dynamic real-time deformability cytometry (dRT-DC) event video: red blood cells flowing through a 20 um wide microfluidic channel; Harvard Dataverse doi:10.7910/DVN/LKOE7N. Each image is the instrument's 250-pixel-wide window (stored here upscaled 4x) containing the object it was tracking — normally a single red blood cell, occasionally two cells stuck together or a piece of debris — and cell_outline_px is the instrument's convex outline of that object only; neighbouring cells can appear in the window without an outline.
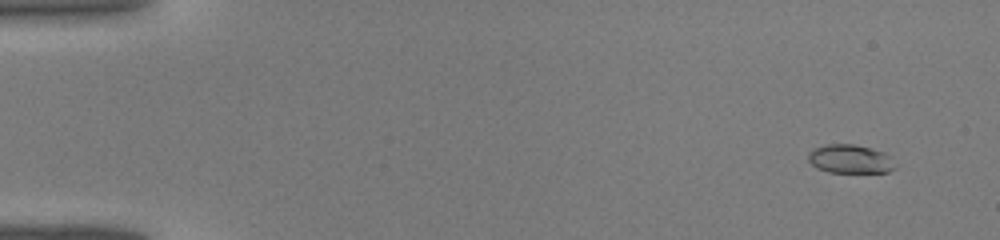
{"species": "common noctule bat (a hibernating species)", "species_latin": "Nyctalus noctula", "temperature_condition": "warm", "stored_images_in_passage": 44, "camera_frame_rate_fps": 3000, "um_per_image_px": 0.085, "animal": {"sex": "male", "body_mass_g": 19.0, "forearm_length_mm": 50.8}, "frame": {"image": 1, "passage_image": 4, "time_ms": 1.0, "image_size_px": [1000, 240], "cell_outline_px": [[896, 168], [888, 172], [828, 172], [816, 168], [808, 160], [808, 152], [812, 148], [824, 144], [856, 144], [872, 148], [884, 152], [896, 164]], "centroid_in_image_um": [72.24, 13.5], "position_along_channel_um": 12.8, "area_um2": 14.74}}
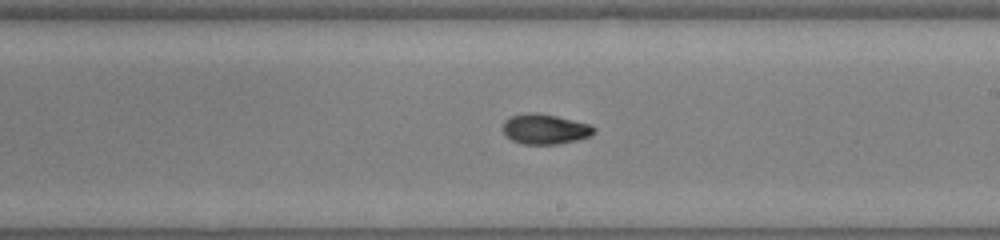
{"frame": {"image": 2, "passage_image": 27, "time_ms": 8.667, "image_size_px": [1000, 240], "cell_outline_px": [[596, 132], [592, 136], [576, 140], [556, 144], [520, 144], [512, 140], [504, 132], [504, 120], [512, 116], [524, 112], [536, 112], [556, 116], [588, 124], [596, 128]], "centroid_in_image_um": [46.34, 10.97], "position_along_channel_um": 242.7, "area_um2": 15.95}}
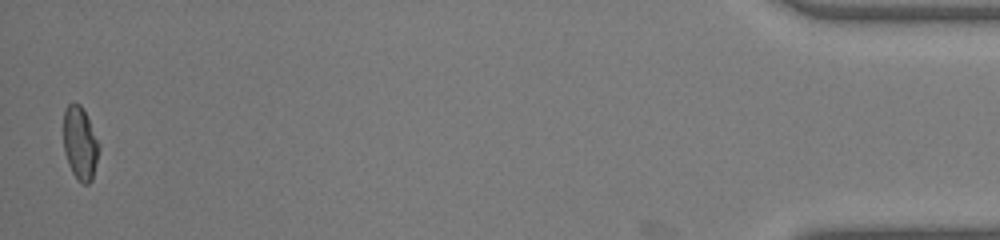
{"frame": {"image": 3, "passage_image": 44, "time_ms": 14.333, "image_size_px": [1000, 240], "cell_outline_px": [[100, 148], [92, 180], [88, 184], [84, 184], [76, 180], [68, 164], [64, 152], [64, 108], [68, 104], [80, 104], [100, 144]], "centroid_in_image_um": [6.8, 12.22], "position_along_channel_um": 428.4, "area_um2": 15.09}}